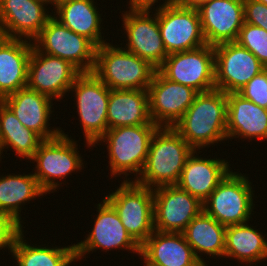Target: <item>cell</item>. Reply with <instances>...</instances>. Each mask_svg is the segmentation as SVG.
Returning <instances> with one entry per match:
<instances>
[{
	"label": "cell",
	"mask_w": 267,
	"mask_h": 266,
	"mask_svg": "<svg viewBox=\"0 0 267 266\" xmlns=\"http://www.w3.org/2000/svg\"><path fill=\"white\" fill-rule=\"evenodd\" d=\"M173 128L194 150L228 140L227 94L219 89L198 93Z\"/></svg>",
	"instance_id": "1"
},
{
	"label": "cell",
	"mask_w": 267,
	"mask_h": 266,
	"mask_svg": "<svg viewBox=\"0 0 267 266\" xmlns=\"http://www.w3.org/2000/svg\"><path fill=\"white\" fill-rule=\"evenodd\" d=\"M193 151L173 127H159L152 136L146 163L135 182L152 189L176 185Z\"/></svg>",
	"instance_id": "2"
},
{
	"label": "cell",
	"mask_w": 267,
	"mask_h": 266,
	"mask_svg": "<svg viewBox=\"0 0 267 266\" xmlns=\"http://www.w3.org/2000/svg\"><path fill=\"white\" fill-rule=\"evenodd\" d=\"M156 70L125 48L106 42L96 49L92 72L110 89L148 90Z\"/></svg>",
	"instance_id": "3"
},
{
	"label": "cell",
	"mask_w": 267,
	"mask_h": 266,
	"mask_svg": "<svg viewBox=\"0 0 267 266\" xmlns=\"http://www.w3.org/2000/svg\"><path fill=\"white\" fill-rule=\"evenodd\" d=\"M158 128L156 124H144L120 126L106 131L97 143L103 141L108 144L110 172L113 176L123 174L127 177L131 172L141 174L152 136Z\"/></svg>",
	"instance_id": "4"
},
{
	"label": "cell",
	"mask_w": 267,
	"mask_h": 266,
	"mask_svg": "<svg viewBox=\"0 0 267 266\" xmlns=\"http://www.w3.org/2000/svg\"><path fill=\"white\" fill-rule=\"evenodd\" d=\"M104 199L115 209L126 231L140 246L154 232L152 188L126 178Z\"/></svg>",
	"instance_id": "5"
},
{
	"label": "cell",
	"mask_w": 267,
	"mask_h": 266,
	"mask_svg": "<svg viewBox=\"0 0 267 266\" xmlns=\"http://www.w3.org/2000/svg\"><path fill=\"white\" fill-rule=\"evenodd\" d=\"M248 177L229 171L203 202V211L225 226L249 222L253 190Z\"/></svg>",
	"instance_id": "6"
},
{
	"label": "cell",
	"mask_w": 267,
	"mask_h": 266,
	"mask_svg": "<svg viewBox=\"0 0 267 266\" xmlns=\"http://www.w3.org/2000/svg\"><path fill=\"white\" fill-rule=\"evenodd\" d=\"M71 90L76 92V107L86 143L88 147H93L108 130L107 110L110 88L93 72H81L76 77Z\"/></svg>",
	"instance_id": "7"
},
{
	"label": "cell",
	"mask_w": 267,
	"mask_h": 266,
	"mask_svg": "<svg viewBox=\"0 0 267 266\" xmlns=\"http://www.w3.org/2000/svg\"><path fill=\"white\" fill-rule=\"evenodd\" d=\"M76 141L61 131V134L49 140H43L30 161H35V178L40 188L47 194L59 187L55 182L65 178L76 170H82L83 160L79 156Z\"/></svg>",
	"instance_id": "8"
},
{
	"label": "cell",
	"mask_w": 267,
	"mask_h": 266,
	"mask_svg": "<svg viewBox=\"0 0 267 266\" xmlns=\"http://www.w3.org/2000/svg\"><path fill=\"white\" fill-rule=\"evenodd\" d=\"M170 81L188 86L198 93L215 89L214 47L208 44L168 54L157 69Z\"/></svg>",
	"instance_id": "9"
},
{
	"label": "cell",
	"mask_w": 267,
	"mask_h": 266,
	"mask_svg": "<svg viewBox=\"0 0 267 266\" xmlns=\"http://www.w3.org/2000/svg\"><path fill=\"white\" fill-rule=\"evenodd\" d=\"M42 53L69 61L80 72H92L97 46L85 36L62 25L52 16L34 40Z\"/></svg>",
	"instance_id": "10"
},
{
	"label": "cell",
	"mask_w": 267,
	"mask_h": 266,
	"mask_svg": "<svg viewBox=\"0 0 267 266\" xmlns=\"http://www.w3.org/2000/svg\"><path fill=\"white\" fill-rule=\"evenodd\" d=\"M203 211V203L177 185L153 189L154 230L182 233Z\"/></svg>",
	"instance_id": "11"
},
{
	"label": "cell",
	"mask_w": 267,
	"mask_h": 266,
	"mask_svg": "<svg viewBox=\"0 0 267 266\" xmlns=\"http://www.w3.org/2000/svg\"><path fill=\"white\" fill-rule=\"evenodd\" d=\"M215 89L237 93L266 67L236 41L214 46Z\"/></svg>",
	"instance_id": "12"
},
{
	"label": "cell",
	"mask_w": 267,
	"mask_h": 266,
	"mask_svg": "<svg viewBox=\"0 0 267 266\" xmlns=\"http://www.w3.org/2000/svg\"><path fill=\"white\" fill-rule=\"evenodd\" d=\"M161 38L167 54L206 45L197 9L171 4L157 7Z\"/></svg>",
	"instance_id": "13"
},
{
	"label": "cell",
	"mask_w": 267,
	"mask_h": 266,
	"mask_svg": "<svg viewBox=\"0 0 267 266\" xmlns=\"http://www.w3.org/2000/svg\"><path fill=\"white\" fill-rule=\"evenodd\" d=\"M80 73L69 61L42 53L33 45L27 87L51 99H63Z\"/></svg>",
	"instance_id": "14"
},
{
	"label": "cell",
	"mask_w": 267,
	"mask_h": 266,
	"mask_svg": "<svg viewBox=\"0 0 267 266\" xmlns=\"http://www.w3.org/2000/svg\"><path fill=\"white\" fill-rule=\"evenodd\" d=\"M198 92L165 78L158 70L148 87L149 114L159 127H173L184 115Z\"/></svg>",
	"instance_id": "15"
},
{
	"label": "cell",
	"mask_w": 267,
	"mask_h": 266,
	"mask_svg": "<svg viewBox=\"0 0 267 266\" xmlns=\"http://www.w3.org/2000/svg\"><path fill=\"white\" fill-rule=\"evenodd\" d=\"M150 10L130 9L123 13V28L127 34L125 50L148 61L158 69L168 56L161 38L157 9L155 16ZM153 15V17H151Z\"/></svg>",
	"instance_id": "16"
},
{
	"label": "cell",
	"mask_w": 267,
	"mask_h": 266,
	"mask_svg": "<svg viewBox=\"0 0 267 266\" xmlns=\"http://www.w3.org/2000/svg\"><path fill=\"white\" fill-rule=\"evenodd\" d=\"M97 209L92 231L84 241L74 244L76 261L97 248L106 251L123 248L140 255L141 246L126 231L115 209L104 198Z\"/></svg>",
	"instance_id": "17"
},
{
	"label": "cell",
	"mask_w": 267,
	"mask_h": 266,
	"mask_svg": "<svg viewBox=\"0 0 267 266\" xmlns=\"http://www.w3.org/2000/svg\"><path fill=\"white\" fill-rule=\"evenodd\" d=\"M198 13L208 45L234 42L244 24V0H210Z\"/></svg>",
	"instance_id": "18"
},
{
	"label": "cell",
	"mask_w": 267,
	"mask_h": 266,
	"mask_svg": "<svg viewBox=\"0 0 267 266\" xmlns=\"http://www.w3.org/2000/svg\"><path fill=\"white\" fill-rule=\"evenodd\" d=\"M46 3L52 4L49 0H0V27L5 37L34 41L52 17L43 7Z\"/></svg>",
	"instance_id": "19"
},
{
	"label": "cell",
	"mask_w": 267,
	"mask_h": 266,
	"mask_svg": "<svg viewBox=\"0 0 267 266\" xmlns=\"http://www.w3.org/2000/svg\"><path fill=\"white\" fill-rule=\"evenodd\" d=\"M52 100L28 87L19 89L2 99L22 125L37 133L43 140L55 138L62 131L60 128L49 129L51 127H48L52 113Z\"/></svg>",
	"instance_id": "20"
},
{
	"label": "cell",
	"mask_w": 267,
	"mask_h": 266,
	"mask_svg": "<svg viewBox=\"0 0 267 266\" xmlns=\"http://www.w3.org/2000/svg\"><path fill=\"white\" fill-rule=\"evenodd\" d=\"M140 256L148 266H204L183 233L154 230L141 245Z\"/></svg>",
	"instance_id": "21"
},
{
	"label": "cell",
	"mask_w": 267,
	"mask_h": 266,
	"mask_svg": "<svg viewBox=\"0 0 267 266\" xmlns=\"http://www.w3.org/2000/svg\"><path fill=\"white\" fill-rule=\"evenodd\" d=\"M195 153L196 150L187 158L176 185L203 203L230 171V166L223 159L201 158Z\"/></svg>",
	"instance_id": "22"
},
{
	"label": "cell",
	"mask_w": 267,
	"mask_h": 266,
	"mask_svg": "<svg viewBox=\"0 0 267 266\" xmlns=\"http://www.w3.org/2000/svg\"><path fill=\"white\" fill-rule=\"evenodd\" d=\"M33 42L7 38L0 42V97L27 87L29 58Z\"/></svg>",
	"instance_id": "23"
},
{
	"label": "cell",
	"mask_w": 267,
	"mask_h": 266,
	"mask_svg": "<svg viewBox=\"0 0 267 266\" xmlns=\"http://www.w3.org/2000/svg\"><path fill=\"white\" fill-rule=\"evenodd\" d=\"M267 139V109L243 98L238 93L227 94V137L233 139Z\"/></svg>",
	"instance_id": "24"
},
{
	"label": "cell",
	"mask_w": 267,
	"mask_h": 266,
	"mask_svg": "<svg viewBox=\"0 0 267 266\" xmlns=\"http://www.w3.org/2000/svg\"><path fill=\"white\" fill-rule=\"evenodd\" d=\"M107 123L108 129L155 124L149 114L148 90L110 89Z\"/></svg>",
	"instance_id": "25"
},
{
	"label": "cell",
	"mask_w": 267,
	"mask_h": 266,
	"mask_svg": "<svg viewBox=\"0 0 267 266\" xmlns=\"http://www.w3.org/2000/svg\"><path fill=\"white\" fill-rule=\"evenodd\" d=\"M57 19L73 32L85 36L97 47L105 43L102 39L101 14L93 0H55Z\"/></svg>",
	"instance_id": "26"
},
{
	"label": "cell",
	"mask_w": 267,
	"mask_h": 266,
	"mask_svg": "<svg viewBox=\"0 0 267 266\" xmlns=\"http://www.w3.org/2000/svg\"><path fill=\"white\" fill-rule=\"evenodd\" d=\"M187 243L192 247L196 258L207 266L199 256L202 252L214 257H223L225 251L226 226L217 222L212 216L202 211L182 232Z\"/></svg>",
	"instance_id": "27"
},
{
	"label": "cell",
	"mask_w": 267,
	"mask_h": 266,
	"mask_svg": "<svg viewBox=\"0 0 267 266\" xmlns=\"http://www.w3.org/2000/svg\"><path fill=\"white\" fill-rule=\"evenodd\" d=\"M224 257L242 263H253L267 258V240L249 224L226 226Z\"/></svg>",
	"instance_id": "28"
},
{
	"label": "cell",
	"mask_w": 267,
	"mask_h": 266,
	"mask_svg": "<svg viewBox=\"0 0 267 266\" xmlns=\"http://www.w3.org/2000/svg\"><path fill=\"white\" fill-rule=\"evenodd\" d=\"M46 194L39 186L34 174L7 175L0 177V212L13 217L22 225L21 205L35 197ZM20 209V210H19Z\"/></svg>",
	"instance_id": "29"
},
{
	"label": "cell",
	"mask_w": 267,
	"mask_h": 266,
	"mask_svg": "<svg viewBox=\"0 0 267 266\" xmlns=\"http://www.w3.org/2000/svg\"><path fill=\"white\" fill-rule=\"evenodd\" d=\"M43 139L21 124L12 110L0 102V142L2 149L11 147L18 157L31 159Z\"/></svg>",
	"instance_id": "30"
},
{
	"label": "cell",
	"mask_w": 267,
	"mask_h": 266,
	"mask_svg": "<svg viewBox=\"0 0 267 266\" xmlns=\"http://www.w3.org/2000/svg\"><path fill=\"white\" fill-rule=\"evenodd\" d=\"M23 232L11 250L18 266H70L76 260L74 245L61 248L31 246L24 240Z\"/></svg>",
	"instance_id": "31"
},
{
	"label": "cell",
	"mask_w": 267,
	"mask_h": 266,
	"mask_svg": "<svg viewBox=\"0 0 267 266\" xmlns=\"http://www.w3.org/2000/svg\"><path fill=\"white\" fill-rule=\"evenodd\" d=\"M236 42L249 50L267 68V31L259 26L244 23Z\"/></svg>",
	"instance_id": "32"
},
{
	"label": "cell",
	"mask_w": 267,
	"mask_h": 266,
	"mask_svg": "<svg viewBox=\"0 0 267 266\" xmlns=\"http://www.w3.org/2000/svg\"><path fill=\"white\" fill-rule=\"evenodd\" d=\"M237 93L254 104L267 109V68L255 75Z\"/></svg>",
	"instance_id": "33"
},
{
	"label": "cell",
	"mask_w": 267,
	"mask_h": 266,
	"mask_svg": "<svg viewBox=\"0 0 267 266\" xmlns=\"http://www.w3.org/2000/svg\"><path fill=\"white\" fill-rule=\"evenodd\" d=\"M22 231L20 223L10 215L0 212V250L7 247L11 252L16 238Z\"/></svg>",
	"instance_id": "34"
},
{
	"label": "cell",
	"mask_w": 267,
	"mask_h": 266,
	"mask_svg": "<svg viewBox=\"0 0 267 266\" xmlns=\"http://www.w3.org/2000/svg\"><path fill=\"white\" fill-rule=\"evenodd\" d=\"M244 23L267 31V5L258 0H244Z\"/></svg>",
	"instance_id": "35"
},
{
	"label": "cell",
	"mask_w": 267,
	"mask_h": 266,
	"mask_svg": "<svg viewBox=\"0 0 267 266\" xmlns=\"http://www.w3.org/2000/svg\"><path fill=\"white\" fill-rule=\"evenodd\" d=\"M175 0H165V2L159 6L160 7H165L171 4H174ZM158 3V0H130V9L134 10H151V7L154 6L153 4Z\"/></svg>",
	"instance_id": "36"
},
{
	"label": "cell",
	"mask_w": 267,
	"mask_h": 266,
	"mask_svg": "<svg viewBox=\"0 0 267 266\" xmlns=\"http://www.w3.org/2000/svg\"><path fill=\"white\" fill-rule=\"evenodd\" d=\"M210 0H175L174 4L184 8L199 9Z\"/></svg>",
	"instance_id": "37"
},
{
	"label": "cell",
	"mask_w": 267,
	"mask_h": 266,
	"mask_svg": "<svg viewBox=\"0 0 267 266\" xmlns=\"http://www.w3.org/2000/svg\"><path fill=\"white\" fill-rule=\"evenodd\" d=\"M5 38V34L4 31L2 30V28L0 27V42Z\"/></svg>",
	"instance_id": "38"
},
{
	"label": "cell",
	"mask_w": 267,
	"mask_h": 266,
	"mask_svg": "<svg viewBox=\"0 0 267 266\" xmlns=\"http://www.w3.org/2000/svg\"><path fill=\"white\" fill-rule=\"evenodd\" d=\"M258 1L267 5V0H258Z\"/></svg>",
	"instance_id": "39"
},
{
	"label": "cell",
	"mask_w": 267,
	"mask_h": 266,
	"mask_svg": "<svg viewBox=\"0 0 267 266\" xmlns=\"http://www.w3.org/2000/svg\"><path fill=\"white\" fill-rule=\"evenodd\" d=\"M2 151V152H1ZM1 153H3V149H2V146H1V142H0V157H1ZM1 159V158H0Z\"/></svg>",
	"instance_id": "40"
}]
</instances>
